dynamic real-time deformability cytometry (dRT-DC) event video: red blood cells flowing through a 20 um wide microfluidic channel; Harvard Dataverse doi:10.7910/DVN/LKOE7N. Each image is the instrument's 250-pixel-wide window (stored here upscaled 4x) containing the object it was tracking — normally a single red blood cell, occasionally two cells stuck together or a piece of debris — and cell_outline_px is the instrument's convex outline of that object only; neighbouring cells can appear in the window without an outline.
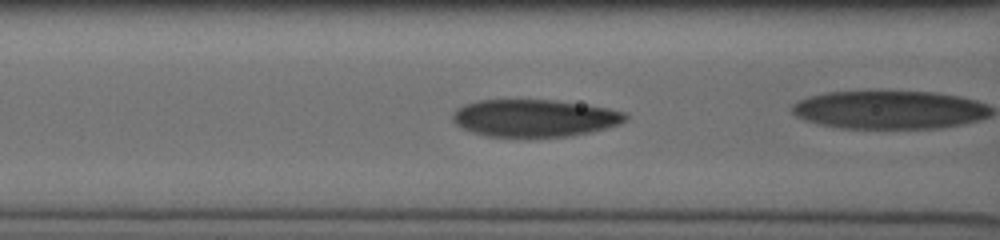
{"species": "human", "species_latin": "Homo sapiens", "temperature_condition": "cold", "stored_images_in_passage": 29, "camera_frame_rate_fps": 3000, "um_per_image_px": 0.085, "donor": {"sex": "male"}, "frame": {"image": 1, "passage_image": 9, "time_ms": 2.667, "image_size_px": [1000, 240], "cell_outline_px": [[628, 116], [624, 120], [616, 124], [604, 128], [588, 132], [568, 136], [528, 140], [488, 136], [472, 132], [456, 124], [452, 120], [452, 112], [456, 108], [464, 104], [480, 100], [552, 100], [604, 108], [624, 112]], "centroid_in_image_um": [45.32, 10.08], "position_along_channel_um": 121.3, "area_um2": 37.97}}
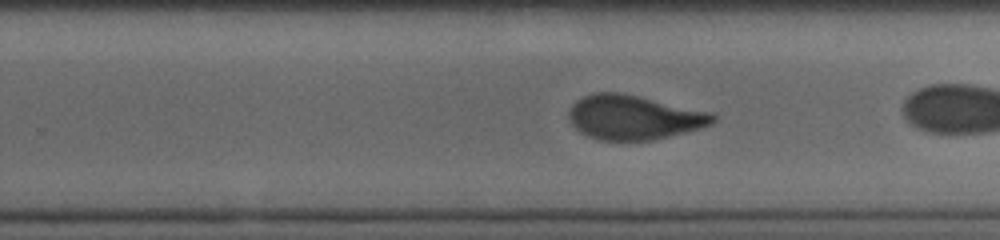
{"frame": {"image": 2, "passage_image": 21, "time_ms": 6.667, "image_size_px": [1000, 240], "cell_outline_px": [[716, 120], [712, 124], [700, 128], [652, 140], [596, 140], [580, 132], [568, 120], [568, 112], [572, 104], [576, 100], [592, 92], [620, 92], [712, 112], [716, 116]], "centroid_in_image_um": [53.84, 9.97], "position_along_channel_um": 276.0, "area_um2": 37.34}}